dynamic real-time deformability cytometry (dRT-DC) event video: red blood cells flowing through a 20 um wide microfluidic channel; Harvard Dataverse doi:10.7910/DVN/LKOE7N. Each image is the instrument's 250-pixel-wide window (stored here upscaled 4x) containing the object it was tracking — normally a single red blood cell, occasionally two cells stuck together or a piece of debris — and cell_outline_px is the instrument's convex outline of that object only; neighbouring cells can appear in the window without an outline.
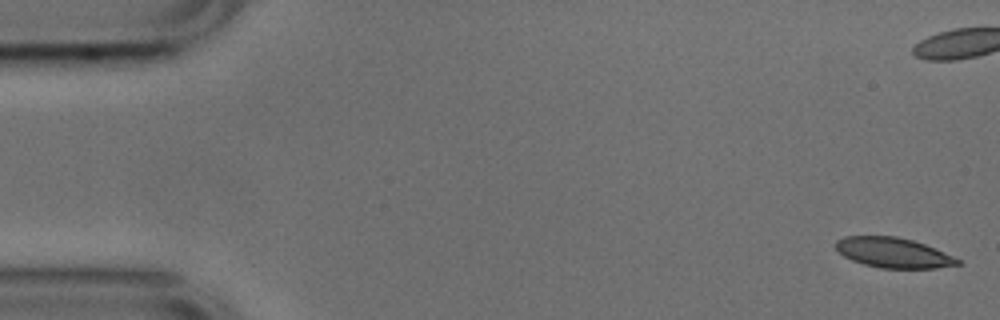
{"species": "common noctule bat (a hibernating species)", "species_latin": "Nyctalus noctula", "temperature_condition": "cold", "stored_images_in_passage": 53, "camera_frame_rate_fps": 3000, "um_per_image_px": 0.085, "animal": {"sex": "male", "body_mass_g": 17.9, "forearm_length_mm": 54.2}, "frame": {"image": 1, "passage_image": 1, "time_ms": 0.0, "image_size_px": [1000, 320], "cell_outline_px": [[964, 264], [936, 268], [880, 268], [864, 264], [852, 260], [844, 256], [836, 248], [836, 240], [844, 236], [896, 236], [912, 240], [924, 244], [944, 252], [960, 260]], "centroid_in_image_um": [75.94, 21.48], "position_along_channel_um": 9.1, "area_um2": 21.27}, "authors_computed_cell_mechanics": {"area_um2": 22.6576, "velocity_mm_per_s": 3.761, "shape_relaxation_time_tau1_ms": 4.0721, "shape_relaxation_time_tau2_ms": 1.7055, "deformation_change_tau1": 0.1197, "deformation_change_tau2": 0.0693}}